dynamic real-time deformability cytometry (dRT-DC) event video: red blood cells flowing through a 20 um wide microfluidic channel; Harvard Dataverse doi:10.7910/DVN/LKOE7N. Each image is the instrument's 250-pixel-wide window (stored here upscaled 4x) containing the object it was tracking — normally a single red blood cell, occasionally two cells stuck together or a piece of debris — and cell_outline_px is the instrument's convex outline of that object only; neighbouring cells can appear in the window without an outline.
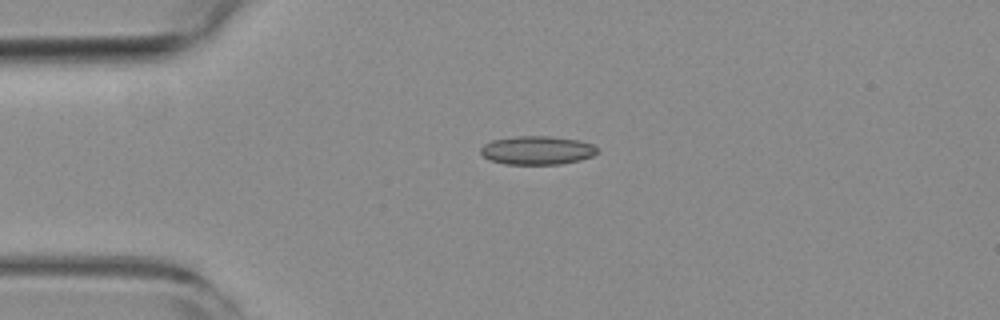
{"species": "common noctule bat (a hibernating species)", "species_latin": "Nyctalus noctula", "temperature_condition": "room temperature", "stored_images_in_passage": 42, "camera_frame_rate_fps": 3000, "um_per_image_px": 0.085, "animal": {"sex": "female", "body_mass_g": 19.3, "forearm_length_mm": 54.1}, "frame": {"image": 1, "passage_image": 1, "time_ms": 0.0, "image_size_px": [1000, 320], "cell_outline_px": [[596, 152], [592, 156], [580, 160], [560, 164], [504, 164], [492, 160], [484, 156], [480, 152], [480, 148], [484, 144], [492, 140], [520, 136], [548, 136], [580, 140], [592, 144], [596, 148]], "centroid_in_image_um": [45.65, 12.77], "position_along_channel_um": 39.4, "area_um2": 19.25}}
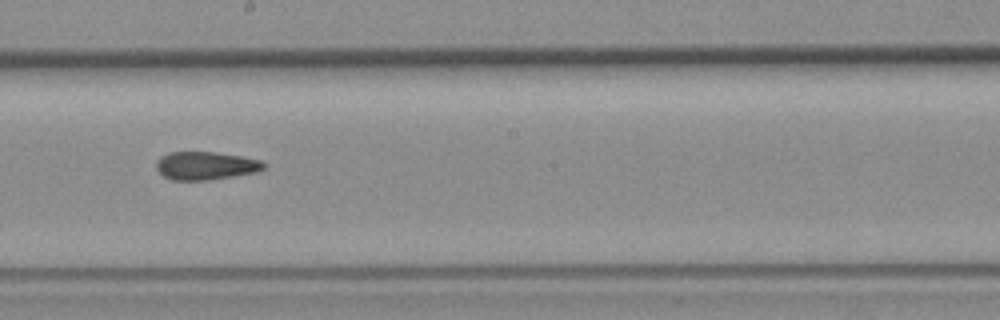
{"frame": {"image": 2, "passage_image": 18, "time_ms": 5.667, "image_size_px": [1000, 320], "cell_outline_px": [[268, 164], [264, 168], [256, 172], [212, 180], [172, 180], [164, 176], [156, 168], [156, 160], [160, 156], [168, 152], [216, 152], [264, 160]], "centroid_in_image_um": [17.51, 14.08], "position_along_channel_um": 230.7, "area_um2": 17.86}}
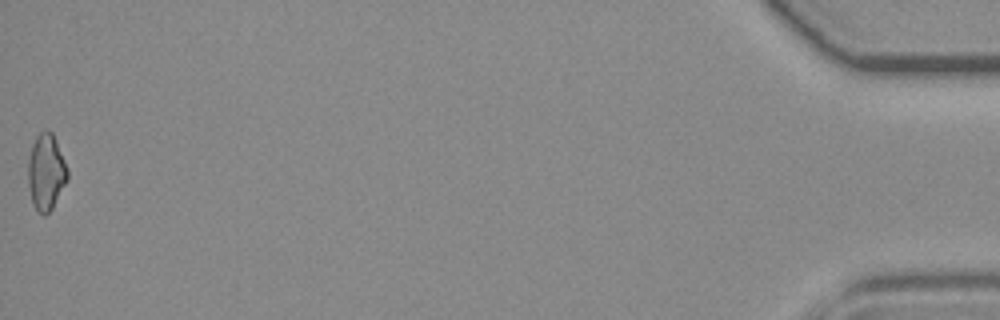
{"frame": {"image": 3, "passage_image": 42, "time_ms": 13.667, "image_size_px": [1000, 320], "cell_outline_px": [[68, 180], [52, 208], [44, 216], [36, 212], [32, 204], [28, 184], [28, 160], [32, 144], [36, 136], [40, 132], [52, 132], [56, 140], [68, 168]], "centroid_in_image_um": [3.91, 14.66], "position_along_channel_um": 431.3, "area_um2": 17.63}, "authors_computed_cell_mechanics": {"area_um2": 17.8891, "velocity_mm_per_s": 3.8383, "shape_relaxation_time_tau1_ms": null, "shape_relaxation_time_tau2_ms": 3.0524, "deformation_change_tau1": null, "deformation_change_tau2": 0.1131}}